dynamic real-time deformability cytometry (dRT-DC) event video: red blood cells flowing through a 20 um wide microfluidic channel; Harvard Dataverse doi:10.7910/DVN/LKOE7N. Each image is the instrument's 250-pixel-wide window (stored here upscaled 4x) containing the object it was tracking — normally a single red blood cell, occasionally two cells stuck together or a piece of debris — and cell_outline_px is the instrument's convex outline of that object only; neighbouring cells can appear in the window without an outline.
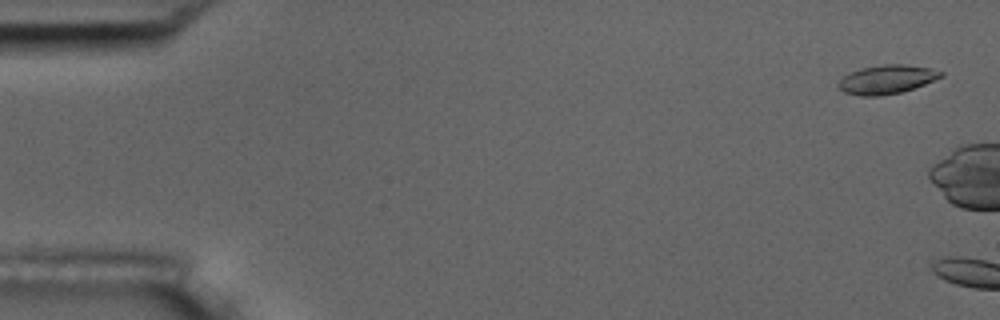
{"species": "common noctule bat (a hibernating species)", "species_latin": "Nyctalus noctula", "temperature_condition": "room temperature", "stored_images_in_passage": 2, "camera_frame_rate_fps": 3000, "um_per_image_px": 0.085, "animal": {"sex": "male", "body_mass_g": 17.5, "forearm_length_mm": 52.3}, "frame": {"image": 1, "passage_image": 1, "time_ms": 0.0, "image_size_px": [1000, 320], "cell_outline_px": [[944, 76], [924, 84], [900, 92], [880, 96], [860, 96], [844, 92], [836, 84], [844, 76], [860, 68], [884, 64], [904, 64], [932, 68], [944, 72]], "centroid_in_image_um": [75.39, 6.74], "position_along_channel_um": 9.6, "area_um2": 17.17}}